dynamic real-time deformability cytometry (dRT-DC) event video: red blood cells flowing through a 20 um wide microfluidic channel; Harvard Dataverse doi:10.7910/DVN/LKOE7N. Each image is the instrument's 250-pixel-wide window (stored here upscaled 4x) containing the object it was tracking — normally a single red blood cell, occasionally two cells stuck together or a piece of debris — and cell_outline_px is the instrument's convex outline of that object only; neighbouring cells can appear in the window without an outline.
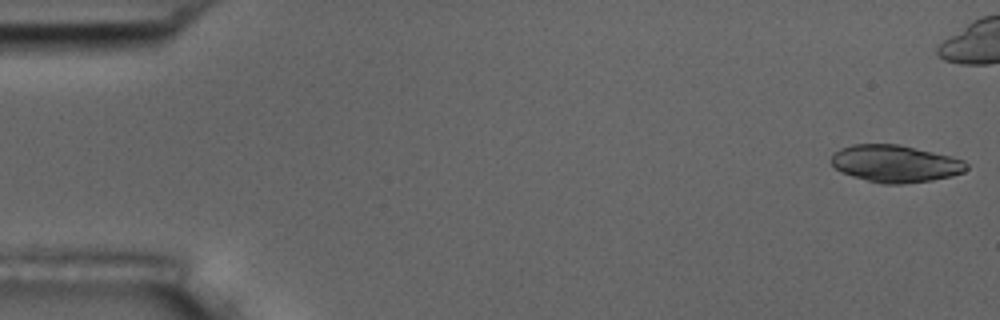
{"species": "common noctule bat (a hibernating species)", "species_latin": "Nyctalus noctula", "temperature_condition": "room temperature", "stored_images_in_passage": 5, "camera_frame_rate_fps": 3000, "um_per_image_px": 0.085, "animal": {"sex": "male", "body_mass_g": 17.5, "forearm_length_mm": 52.3}, "frame": {"image": 1, "passage_image": 1, "time_ms": 0.0, "image_size_px": [1000, 320], "cell_outline_px": [[968, 168], [964, 172], [952, 176], [932, 180], [904, 184], [880, 184], [852, 176], [840, 172], [832, 164], [832, 156], [840, 148], [852, 144], [900, 144], [952, 156], [964, 160], [968, 164]], "centroid_in_image_um": [76.13, 13.91], "position_along_channel_um": 8.9, "area_um2": 29.54}}